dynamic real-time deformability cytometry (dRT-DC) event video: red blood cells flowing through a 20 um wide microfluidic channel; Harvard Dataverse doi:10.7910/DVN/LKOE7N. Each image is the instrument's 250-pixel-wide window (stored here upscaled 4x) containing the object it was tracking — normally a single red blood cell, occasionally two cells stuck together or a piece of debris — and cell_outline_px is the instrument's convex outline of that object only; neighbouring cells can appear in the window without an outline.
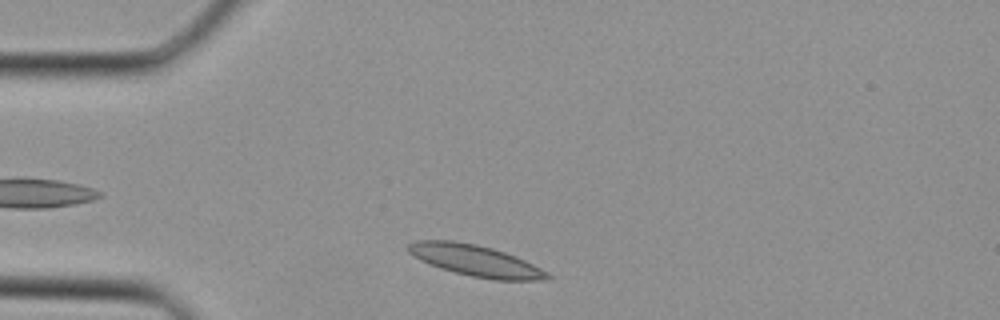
{"species": "Egyptian fruit bat (a non-hibernating species)", "species_latin": "Rousettus aegyptiacus", "temperature_condition": "cold", "stored_images_in_passage": 30, "camera_frame_rate_fps": 3000, "um_per_image_px": 0.085, "animal": {"sex": "female"}, "frame": {"image": 1, "passage_image": 1, "time_ms": 0.0, "image_size_px": [1000, 320], "cell_outline_px": [[552, 280], [492, 280], [472, 276], [440, 268], [420, 260], [408, 252], [408, 244], [416, 240], [452, 240], [476, 244], [492, 248], [516, 256], [548, 272], [552, 276]], "centroid_in_image_um": [40.44, 22.15], "position_along_channel_um": 44.6, "area_um2": 25.32}}
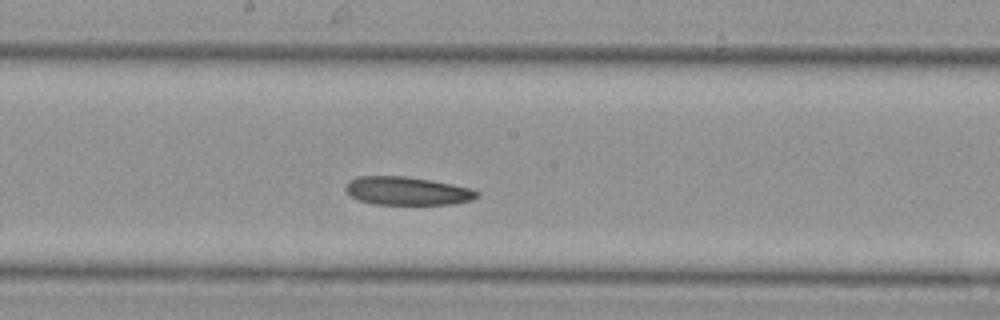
{"frame": {"image": 2, "passage_image": 12, "time_ms": 3.667, "image_size_px": [1000, 320], "cell_outline_px": [[480, 196], [472, 200], [452, 204], [372, 204], [360, 200], [352, 196], [344, 188], [348, 180], [360, 176], [404, 176], [452, 184], [472, 188], [480, 192]], "centroid_in_image_um": [34.64, 16.23], "position_along_channel_um": 213.6, "area_um2": 21.62}}
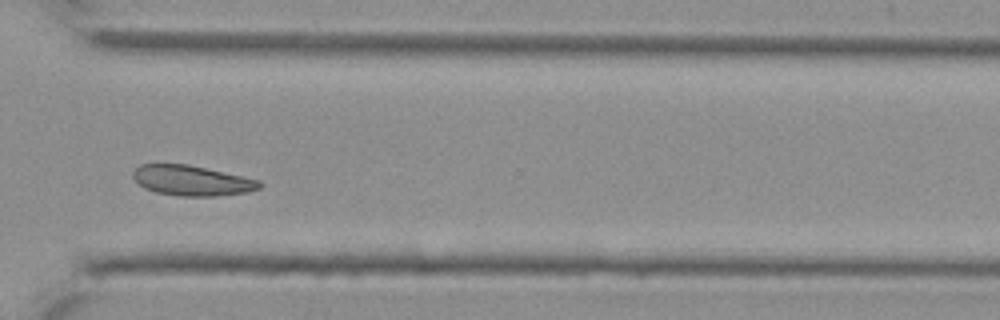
{"frame": {"image": 3, "passage_image": 20, "time_ms": 6.333, "image_size_px": [1000, 320], "cell_outline_px": [[264, 184], [260, 188], [248, 192], [216, 196], [176, 196], [156, 192], [144, 188], [132, 176], [132, 172], [140, 164], [188, 164], [260, 180]], "centroid_in_image_um": [16.32, 15.35], "position_along_channel_um": 354.3, "area_um2": 22.31}}